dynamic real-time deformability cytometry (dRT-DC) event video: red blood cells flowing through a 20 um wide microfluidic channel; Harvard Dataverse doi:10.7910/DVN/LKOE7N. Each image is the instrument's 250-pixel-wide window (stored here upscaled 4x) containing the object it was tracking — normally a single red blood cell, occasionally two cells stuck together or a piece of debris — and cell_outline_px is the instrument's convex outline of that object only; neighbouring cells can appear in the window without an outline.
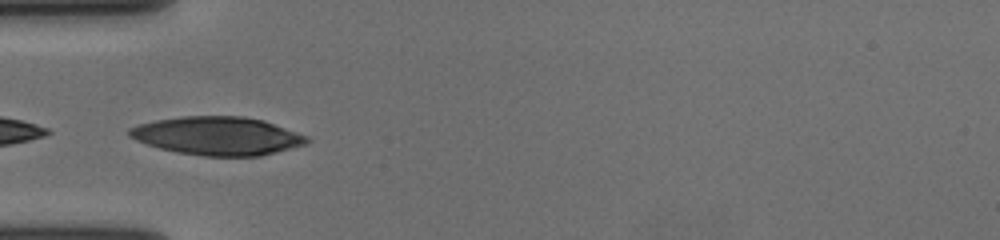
{"species": "human", "species_latin": "Homo sapiens", "temperature_condition": "cold", "stored_images_in_passage": 9, "camera_frame_rate_fps": 3000, "um_per_image_px": 0.085, "donor": {"sex": "female"}, "frame": {"image": 1, "passage_image": 1, "time_ms": 0.0, "image_size_px": [1000, 240], "cell_outline_px": [[312, 140], [308, 144], [260, 156], [204, 156], [176, 152], [160, 148], [136, 140], [128, 136], [128, 128], [140, 124], [156, 120], [180, 116], [244, 116], [264, 120], [308, 136]], "centroid_in_image_um": [18.52, 11.55], "position_along_channel_um": 66.5, "area_um2": 39.82}}
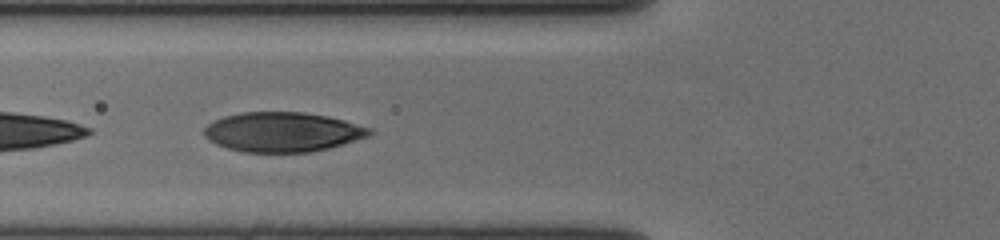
{"frame": {"image": 2, "passage_image": 4, "time_ms": 1.0, "image_size_px": [1000, 240], "cell_outline_px": [[372, 132], [368, 136], [328, 148], [308, 152], [244, 152], [228, 148], [216, 144], [208, 140], [204, 136], [204, 128], [212, 120], [224, 116], [240, 112], [304, 112], [328, 116], [344, 120], [372, 128]], "centroid_in_image_um": [23.98, 11.21], "position_along_channel_um": 101.8, "area_um2": 38.21}}